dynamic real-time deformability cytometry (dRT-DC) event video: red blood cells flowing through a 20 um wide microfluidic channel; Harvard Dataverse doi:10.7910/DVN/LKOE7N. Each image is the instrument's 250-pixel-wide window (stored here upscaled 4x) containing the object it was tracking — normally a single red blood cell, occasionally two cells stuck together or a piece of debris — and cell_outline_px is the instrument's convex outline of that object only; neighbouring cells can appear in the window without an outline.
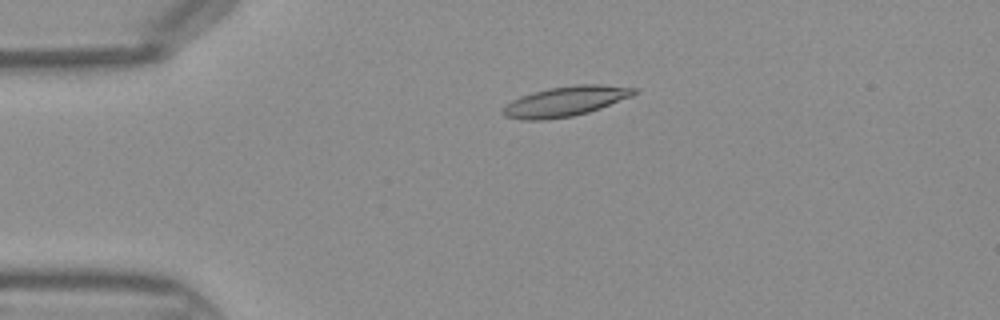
{"species": "Egyptian fruit bat (a non-hibernating species)", "species_latin": "Rousettus aegyptiacus", "temperature_condition": "warm", "stored_images_in_passage": 39, "camera_frame_rate_fps": 3000, "um_per_image_px": 0.085, "frame": {"image": 1, "passage_image": 4, "time_ms": 1.0, "image_size_px": [1000, 320], "cell_outline_px": [[636, 92], [632, 96], [600, 108], [588, 112], [572, 116], [548, 120], [520, 120], [504, 116], [500, 112], [512, 100], [520, 96], [532, 92], [548, 88], [576, 84], [600, 84], [636, 88]], "centroid_in_image_um": [48.03, 8.61], "position_along_channel_um": 37.0, "area_um2": 22.95}}
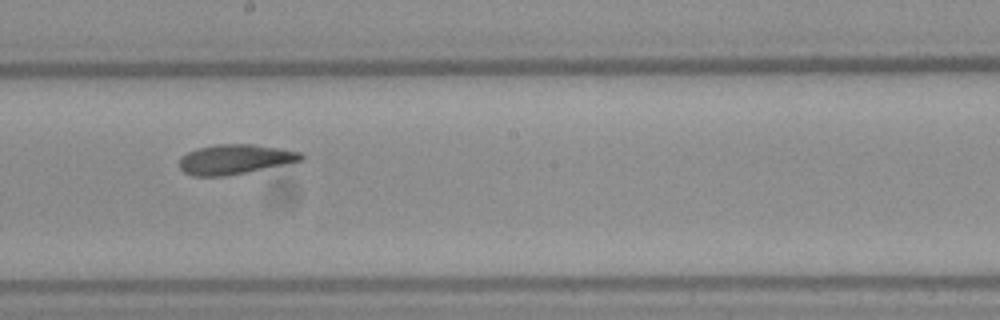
{"frame": {"image": 2, "passage_image": 19, "time_ms": 6.0, "image_size_px": [1000, 320], "cell_outline_px": [[304, 160], [224, 176], [192, 176], [184, 172], [180, 168], [180, 156], [188, 152], [200, 148], [216, 144], [252, 144], [280, 148], [300, 152], [304, 156]], "centroid_in_image_um": [19.96, 13.53], "position_along_channel_um": 228.2, "area_um2": 20.87}}
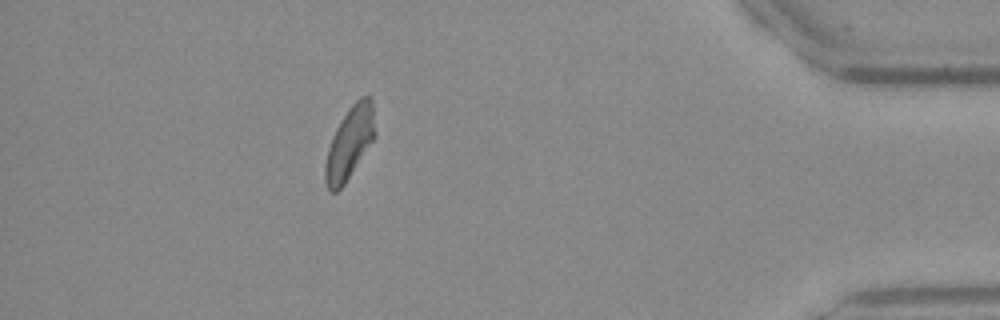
{"frame": {"image": 3, "passage_image": 34, "time_ms": 11.0, "image_size_px": [1000, 320], "cell_outline_px": [[376, 136], [344, 184], [336, 192], [332, 192], [328, 188], [324, 180], [324, 164], [328, 148], [332, 136], [340, 120], [348, 108], [360, 96], [368, 96], [372, 100], [376, 132]], "centroid_in_image_um": [29.71, 12.12], "position_along_channel_um": 405.5, "area_um2": 21.04}}